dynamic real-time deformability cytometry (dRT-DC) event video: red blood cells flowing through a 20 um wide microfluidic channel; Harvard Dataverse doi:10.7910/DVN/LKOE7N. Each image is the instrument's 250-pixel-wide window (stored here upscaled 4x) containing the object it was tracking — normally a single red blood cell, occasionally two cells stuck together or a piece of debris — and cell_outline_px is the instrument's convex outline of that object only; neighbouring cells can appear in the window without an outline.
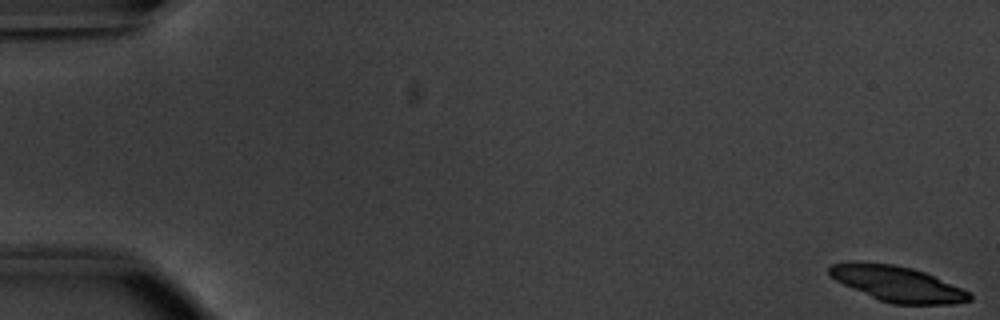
{"species": "common noctule bat (a hibernating species)", "species_latin": "Nyctalus noctula", "temperature_condition": "warm", "stored_images_in_passage": 18, "camera_frame_rate_fps": 3000, "um_per_image_px": 0.085, "animal": {"sex": "male", "body_mass_g": 20.1, "forearm_length_mm": 53.5}, "frame": {"image": 1, "passage_image": 1, "time_ms": 0.0, "image_size_px": [1000, 320], "cell_outline_px": [[972, 300], [952, 304], [892, 304], [880, 300], [852, 288], [828, 276], [828, 268], [832, 264], [848, 260], [856, 260], [892, 264], [912, 268], [924, 272], [960, 288], [968, 292], [972, 296]], "centroid_in_image_um": [76.2, 24.1], "position_along_channel_um": 8.8, "area_um2": 28.9}}